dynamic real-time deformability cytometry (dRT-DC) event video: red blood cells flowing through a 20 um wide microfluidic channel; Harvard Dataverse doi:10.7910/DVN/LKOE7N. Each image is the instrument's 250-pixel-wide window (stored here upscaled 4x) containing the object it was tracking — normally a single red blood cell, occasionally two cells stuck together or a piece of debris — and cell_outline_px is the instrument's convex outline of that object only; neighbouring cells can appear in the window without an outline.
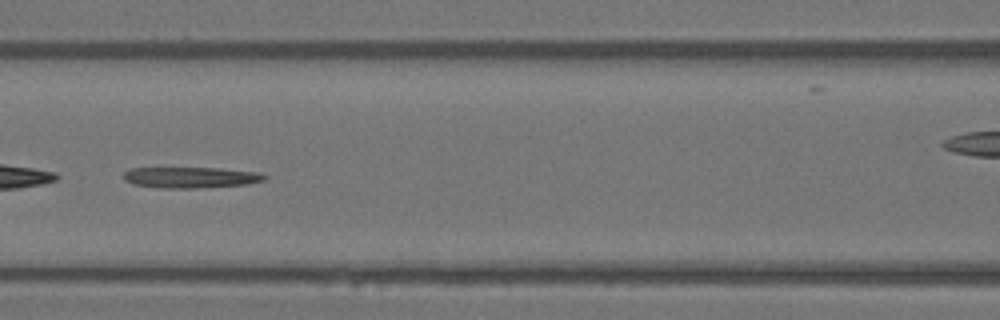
{"species": "Egyptian fruit bat (a non-hibernating species)", "species_latin": "Rousettus aegyptiacus", "temperature_condition": "warm", "stored_images_in_passage": 46, "camera_frame_rate_fps": 3000, "um_per_image_px": 0.085, "animal": {"sex": "female"}, "frame": {"image": 1, "passage_image": 20, "time_ms": 6.333, "image_size_px": [1000, 320], "cell_outline_px": [[268, 176], [264, 180], [248, 184], [196, 188], [160, 188], [132, 184], [124, 180], [124, 172], [132, 168], [220, 168], [260, 172]], "centroid_in_image_um": [16.23, 15.08], "position_along_channel_um": 150.4, "area_um2": 17.28}}